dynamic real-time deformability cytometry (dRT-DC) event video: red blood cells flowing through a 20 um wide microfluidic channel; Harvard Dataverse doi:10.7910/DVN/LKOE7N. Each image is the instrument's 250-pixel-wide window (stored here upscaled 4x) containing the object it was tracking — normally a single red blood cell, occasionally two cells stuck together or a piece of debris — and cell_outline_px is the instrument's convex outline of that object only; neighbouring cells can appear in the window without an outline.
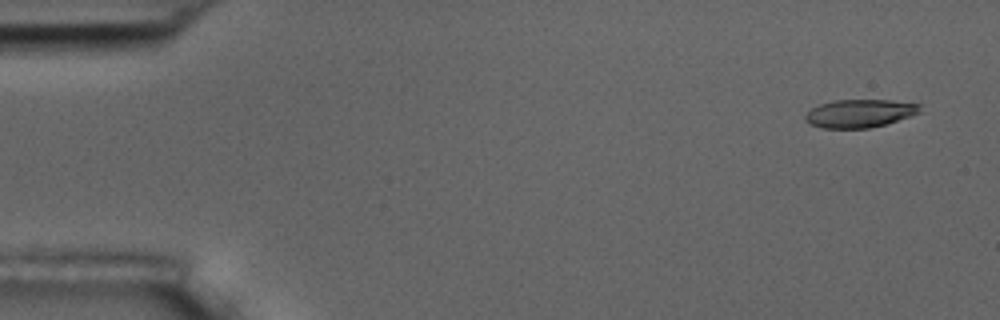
{"species": "common noctule bat (a hibernating species)", "species_latin": "Nyctalus noctula", "temperature_condition": "room temperature", "stored_images_in_passage": 9, "camera_frame_rate_fps": 3000, "um_per_image_px": 0.085, "animal": {"sex": "male", "body_mass_g": 17.5, "forearm_length_mm": 52.3}, "frame": {"image": 1, "passage_image": 1, "time_ms": 0.0, "image_size_px": [1000, 320], "cell_outline_px": [[920, 112], [912, 116], [884, 124], [868, 128], [820, 128], [808, 124], [804, 120], [804, 116], [812, 108], [820, 104], [836, 100], [888, 100], [920, 104]], "centroid_in_image_um": [73.04, 9.64], "position_along_channel_um": 12.0, "area_um2": 18.73}}
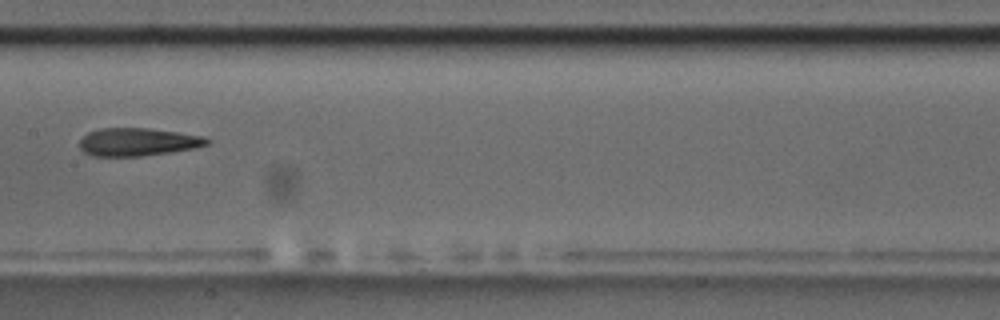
{"frame": {"image": 2, "passage_image": 8, "time_ms": 8.333, "image_size_px": [1000, 320], "cell_outline_px": [[212, 140], [208, 144], [196, 148], [140, 156], [92, 156], [84, 152], [80, 148], [80, 140], [88, 132], [100, 128], [148, 128], [204, 136]], "centroid_in_image_um": [11.72, 12.06], "position_along_channel_um": 195.7, "area_um2": 20.69}}
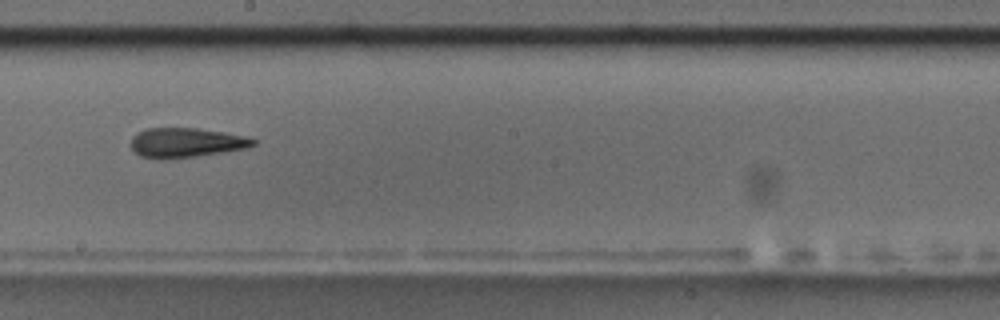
{"frame": {"image": 3, "passage_image": 9, "time_ms": 9.333, "image_size_px": [1000, 320], "cell_outline_px": [[256, 144], [248, 148], [224, 152], [196, 156], [164, 160], [156, 160], [140, 156], [132, 148], [132, 136], [136, 132], [144, 128], [196, 128], [224, 132], [244, 136], [256, 140]], "centroid_in_image_um": [15.79, 12.13], "position_along_channel_um": 232.4, "area_um2": 21.33}}